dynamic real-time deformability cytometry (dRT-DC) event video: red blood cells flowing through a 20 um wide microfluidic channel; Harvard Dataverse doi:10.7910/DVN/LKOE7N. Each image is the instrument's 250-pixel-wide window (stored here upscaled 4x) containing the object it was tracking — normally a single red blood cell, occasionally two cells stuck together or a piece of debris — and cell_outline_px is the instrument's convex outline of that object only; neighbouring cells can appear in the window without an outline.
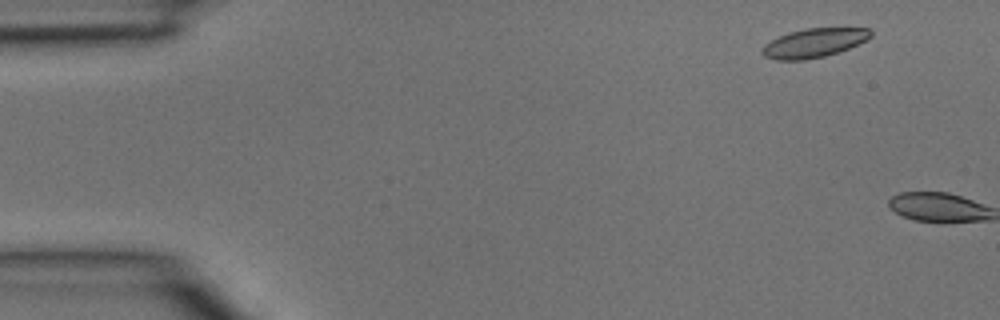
{"species": "common noctule bat (a hibernating species)", "species_latin": "Nyctalus noctula", "temperature_condition": "room temperature", "stored_images_in_passage": 2, "camera_frame_rate_fps": 3000, "um_per_image_px": 0.085, "animal": {"sex": "male", "body_mass_g": 15.6}, "frame": {"image": 1, "passage_image": 1, "time_ms": 0.0, "image_size_px": [1000, 320], "cell_outline_px": [[872, 36], [868, 40], [848, 48], [824, 56], [804, 60], [776, 60], [764, 56], [760, 52], [764, 44], [788, 32], [804, 28], [872, 28]], "centroid_in_image_um": [69.19, 3.64], "position_along_channel_um": 15.8, "area_um2": 18.38}}